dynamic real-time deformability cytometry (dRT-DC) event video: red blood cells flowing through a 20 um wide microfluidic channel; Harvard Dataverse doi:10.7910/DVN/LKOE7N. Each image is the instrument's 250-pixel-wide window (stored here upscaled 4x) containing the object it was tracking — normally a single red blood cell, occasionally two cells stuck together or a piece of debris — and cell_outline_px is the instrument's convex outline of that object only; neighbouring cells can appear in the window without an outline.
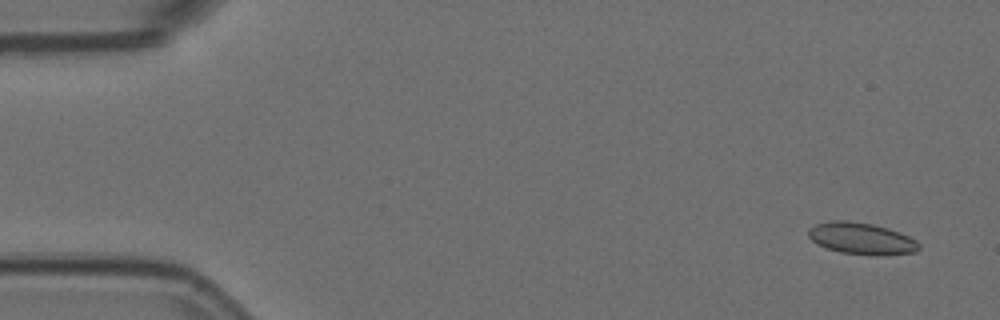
{"species": "Egyptian fruit bat (a non-hibernating species)", "species_latin": "Rousettus aegyptiacus", "temperature_condition": "room temperature", "stored_images_in_passage": 4, "camera_frame_rate_fps": 3000, "um_per_image_px": 0.085, "animal": {"sex": "female"}, "frame": {"image": 1, "passage_image": 1, "time_ms": 0.0, "image_size_px": [1000, 320], "cell_outline_px": [[920, 248], [916, 252], [876, 256], [840, 252], [816, 244], [808, 236], [808, 228], [816, 224], [832, 220], [844, 220], [872, 224], [888, 228], [900, 232], [916, 240], [920, 244]], "centroid_in_image_um": [73.23, 20.28], "position_along_channel_um": 11.8, "area_um2": 20.52}}